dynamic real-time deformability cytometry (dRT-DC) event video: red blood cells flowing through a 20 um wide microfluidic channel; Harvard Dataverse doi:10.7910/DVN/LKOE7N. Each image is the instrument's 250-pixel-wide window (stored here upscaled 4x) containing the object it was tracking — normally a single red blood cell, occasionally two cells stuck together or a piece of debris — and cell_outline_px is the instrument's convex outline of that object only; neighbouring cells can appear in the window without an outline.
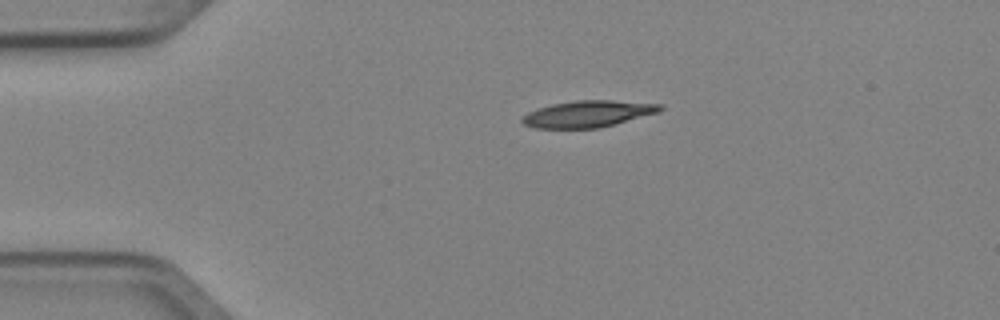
{"species": "Egyptian fruit bat (a non-hibernating species)", "species_latin": "Rousettus aegyptiacus", "temperature_condition": "cold", "stored_images_in_passage": 2, "camera_frame_rate_fps": 3000, "um_per_image_px": 0.085, "animal": {"sex": "female"}, "frame": {"image": 1, "passage_image": 1, "time_ms": 0.0, "image_size_px": [1000, 320], "cell_outline_px": [[664, 108], [660, 112], [600, 128], [536, 128], [524, 124], [520, 120], [520, 116], [528, 112], [552, 104], [576, 100], [612, 100], [664, 104]], "centroid_in_image_um": [50.01, 9.68], "position_along_channel_um": 35.0, "area_um2": 21.5}}